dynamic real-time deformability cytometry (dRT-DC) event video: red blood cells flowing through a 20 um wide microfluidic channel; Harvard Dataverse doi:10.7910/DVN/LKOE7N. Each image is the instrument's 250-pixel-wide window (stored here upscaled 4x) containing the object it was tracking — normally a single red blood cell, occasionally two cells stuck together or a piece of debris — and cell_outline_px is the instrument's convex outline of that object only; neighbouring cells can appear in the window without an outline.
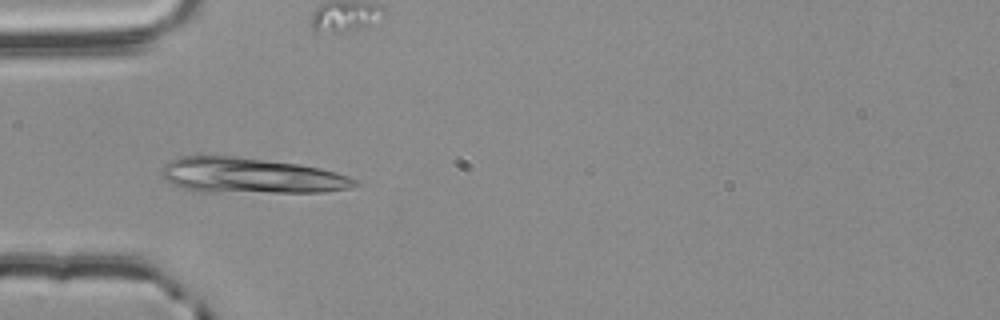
{"species": "common noctule bat (a hibernating species)", "species_latin": "Nyctalus noctula", "temperature_condition": "room temperature", "stored_images_in_passage": 30, "camera_frame_rate_fps": 3000, "um_per_image_px": 0.085, "animal": {"sex": "male", "body_mass_g": 20.4}, "frame": {"image": 1, "passage_image": 2, "time_ms": 0.333, "image_size_px": [1000, 320], "cell_outline_px": [[364, 184], [352, 188], [320, 192], [200, 192], [184, 188], [168, 180], [160, 172], [160, 168], [168, 160], [180, 156], [232, 156], [296, 164], [320, 168], [336, 172], [360, 180]], "centroid_in_image_um": [21.36, 14.93], "position_along_channel_um": 63.6, "area_um2": 39.94}}
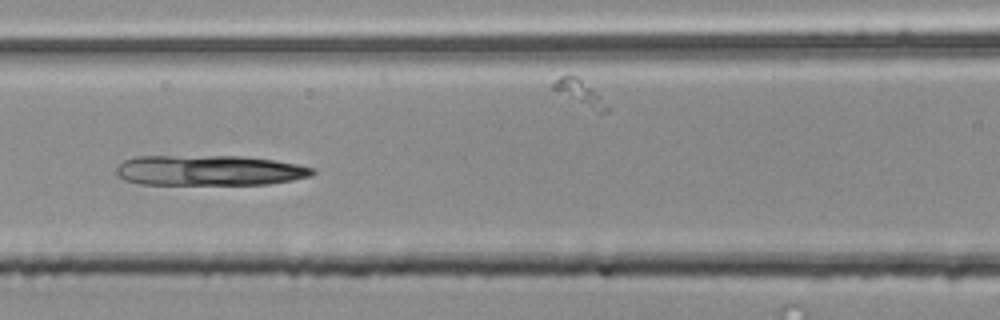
{"frame": {"image": 2, "passage_image": 9, "time_ms": 2.667, "image_size_px": [1000, 320], "cell_outline_px": [[316, 172], [312, 176], [292, 180], [268, 184], [140, 184], [124, 180], [116, 172], [116, 168], [124, 160], [136, 156], [244, 156], [272, 160], [296, 164], [316, 168]], "centroid_in_image_um": [17.81, 14.48], "position_along_channel_um": 148.8, "area_um2": 34.74}}
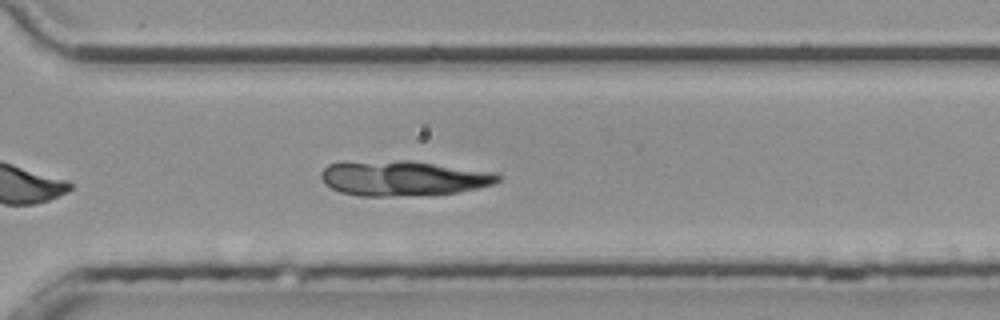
{"frame": {"image": 3, "passage_image": 24, "time_ms": 7.667, "image_size_px": [1000, 320], "cell_outline_px": [[504, 180], [492, 184], [476, 188], [456, 192], [432, 196], [360, 196], [340, 192], [324, 184], [320, 176], [320, 172], [328, 164], [340, 160], [412, 160], [496, 172], [504, 176]], "centroid_in_image_um": [34.26, 15.13], "position_along_channel_um": 336.3, "area_um2": 37.51}}